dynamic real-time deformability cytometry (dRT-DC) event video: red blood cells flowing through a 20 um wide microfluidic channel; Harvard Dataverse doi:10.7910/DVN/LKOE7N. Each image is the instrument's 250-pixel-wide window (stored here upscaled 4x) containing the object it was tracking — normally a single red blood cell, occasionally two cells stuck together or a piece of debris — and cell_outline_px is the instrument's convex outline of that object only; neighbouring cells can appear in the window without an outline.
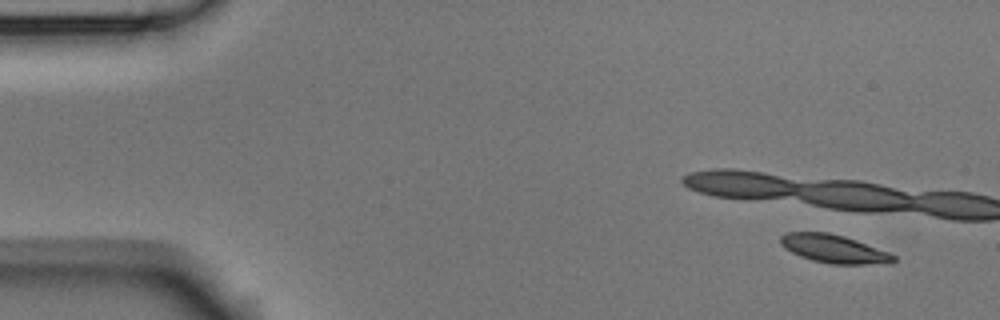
{"species": "Egyptian fruit bat (a non-hibernating species)", "species_latin": "Rousettus aegyptiacus", "temperature_condition": "room temperature", "stored_images_in_passage": 2, "camera_frame_rate_fps": 3000, "um_per_image_px": 0.085, "animal": {"sex": "male"}, "frame": {"image": 1, "passage_image": 2, "time_ms": 0.333, "image_size_px": [1000, 320], "cell_outline_px": [[896, 260], [892, 264], [828, 264], [812, 260], [800, 256], [784, 248], [780, 244], [780, 236], [788, 232], [828, 232], [844, 236], [856, 240], [888, 252], [896, 256]], "centroid_in_image_um": [70.89, 21.16], "position_along_channel_um": 14.1, "area_um2": 18.73}}